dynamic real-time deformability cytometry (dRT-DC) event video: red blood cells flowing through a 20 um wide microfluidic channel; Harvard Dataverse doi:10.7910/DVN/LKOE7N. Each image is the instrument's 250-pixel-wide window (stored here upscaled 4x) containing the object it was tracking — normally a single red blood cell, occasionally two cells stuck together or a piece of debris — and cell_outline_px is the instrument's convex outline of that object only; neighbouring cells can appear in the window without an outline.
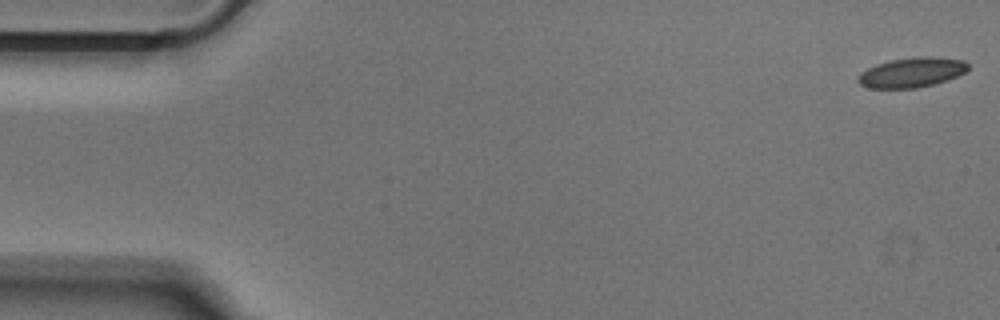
{"species": "Egyptian fruit bat (a non-hibernating species)", "species_latin": "Rousettus aegyptiacus", "temperature_condition": "cold", "stored_images_in_passage": 11, "camera_frame_rate_fps": 3000, "um_per_image_px": 0.085, "animal": {"sex": "male"}, "frame": {"image": 1, "passage_image": 1, "time_ms": 0.0, "image_size_px": [1000, 320], "cell_outline_px": [[968, 68], [964, 72], [948, 80], [916, 88], [868, 88], [860, 84], [856, 80], [860, 72], [876, 64], [892, 60], [920, 56], [928, 56], [964, 60], [968, 64]], "centroid_in_image_um": [77.47, 6.16], "position_along_channel_um": 7.5, "area_um2": 19.02}}